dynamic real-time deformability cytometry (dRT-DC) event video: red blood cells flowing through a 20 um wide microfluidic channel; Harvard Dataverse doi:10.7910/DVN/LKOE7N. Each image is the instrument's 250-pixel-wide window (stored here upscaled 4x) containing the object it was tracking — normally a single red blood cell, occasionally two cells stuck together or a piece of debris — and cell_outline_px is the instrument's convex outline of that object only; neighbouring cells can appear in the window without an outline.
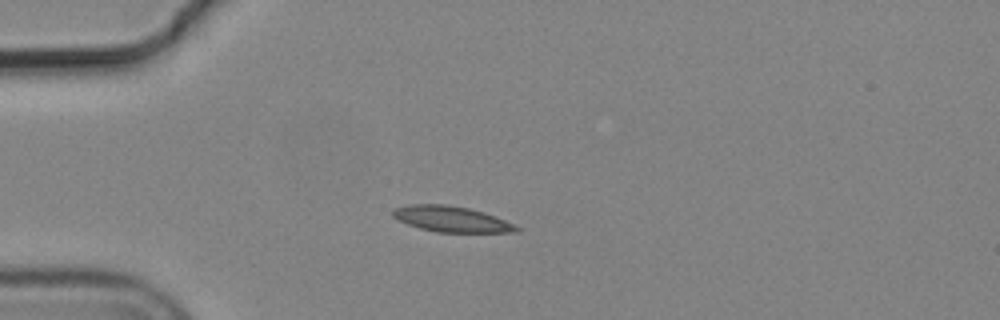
{"species": "common noctule bat (a hibernating species)", "species_latin": "Nyctalus noctula", "temperature_condition": "cold", "stored_images_in_passage": 5, "camera_frame_rate_fps": 3000, "um_per_image_px": 0.085, "animal": {"sex": "male", "body_mass_g": 19.2, "forearm_length_mm": 51.8}, "frame": {"image": 1, "passage_image": 1, "time_ms": 0.0, "image_size_px": [1000, 320], "cell_outline_px": [[520, 232], [436, 232], [420, 228], [408, 224], [392, 216], [392, 212], [396, 208], [408, 204], [448, 204], [468, 208], [484, 212], [496, 216], [520, 228]], "centroid_in_image_um": [38.37, 18.61], "position_along_channel_um": 46.6, "area_um2": 18.44}}
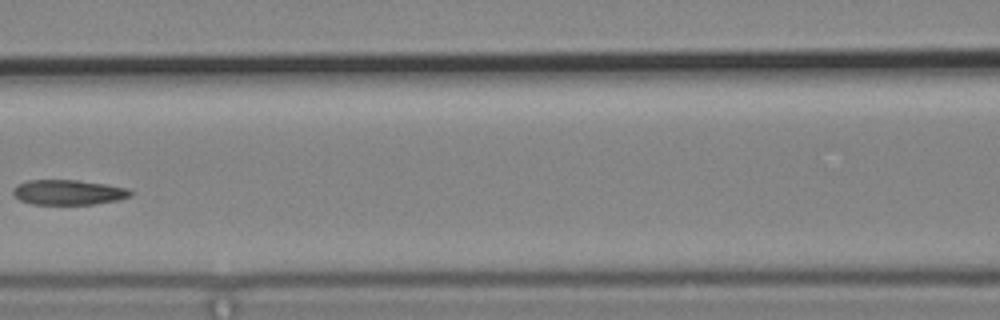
{"frame": {"image": 2, "passage_image": 4, "time_ms": 1.0, "image_size_px": [1000, 320], "cell_outline_px": [[132, 196], [116, 200], [92, 204], [32, 204], [20, 200], [12, 192], [12, 188], [16, 184], [28, 180], [76, 180], [104, 184], [128, 188], [132, 192]], "centroid_in_image_um": [5.78, 16.34], "position_along_channel_um": 160.8, "area_um2": 17.05}}
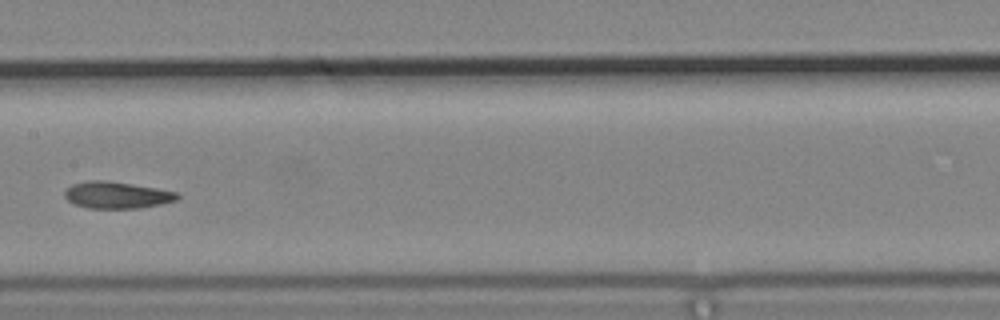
{"frame": {"image": 3, "passage_image": 5, "time_ms": 1.333, "image_size_px": [1000, 320], "cell_outline_px": [[180, 196], [176, 200], [160, 204], [140, 208], [88, 208], [72, 204], [64, 196], [64, 192], [72, 184], [88, 180], [104, 180], [132, 184], [156, 188], [176, 192]], "centroid_in_image_um": [9.89, 16.58], "position_along_channel_um": 197.5, "area_um2": 17.51}}